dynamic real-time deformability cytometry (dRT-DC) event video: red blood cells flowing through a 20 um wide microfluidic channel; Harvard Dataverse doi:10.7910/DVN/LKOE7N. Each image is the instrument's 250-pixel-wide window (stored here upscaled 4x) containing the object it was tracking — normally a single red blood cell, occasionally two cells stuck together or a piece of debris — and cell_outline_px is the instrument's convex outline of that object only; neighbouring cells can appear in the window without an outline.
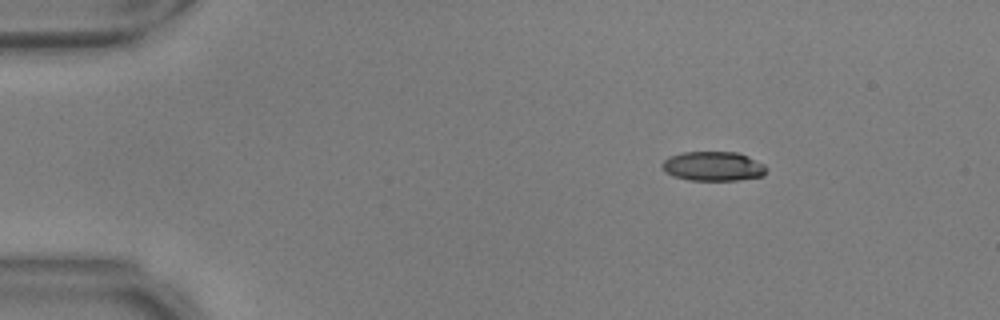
{"species": "common noctule bat (a hibernating species)", "species_latin": "Nyctalus noctula", "temperature_condition": "warm", "stored_images_in_passage": 5, "camera_frame_rate_fps": 3000, "um_per_image_px": 0.085, "animal": {"sex": "male", "body_mass_g": 17.9, "forearm_length_mm": 54.2}, "frame": {"image": 1, "passage_image": 1, "time_ms": 0.0, "image_size_px": [1000, 320], "cell_outline_px": [[768, 168], [764, 176], [736, 180], [688, 180], [672, 176], [660, 168], [660, 164], [668, 156], [684, 152], [736, 152], [748, 156], [764, 164]], "centroid_in_image_um": [60.6, 14.13], "position_along_channel_um": 24.4, "area_um2": 18.09}}